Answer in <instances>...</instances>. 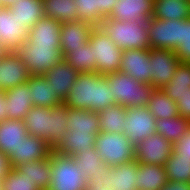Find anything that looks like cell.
Masks as SVG:
<instances>
[{"mask_svg":"<svg viewBox=\"0 0 190 190\" xmlns=\"http://www.w3.org/2000/svg\"><path fill=\"white\" fill-rule=\"evenodd\" d=\"M68 108L87 109L96 113L115 105L106 75L93 72L79 73L64 101Z\"/></svg>","mask_w":190,"mask_h":190,"instance_id":"obj_1","label":"cell"},{"mask_svg":"<svg viewBox=\"0 0 190 190\" xmlns=\"http://www.w3.org/2000/svg\"><path fill=\"white\" fill-rule=\"evenodd\" d=\"M67 114L64 103L51 108L33 106L24 120L28 134L45 139L54 149L68 131Z\"/></svg>","mask_w":190,"mask_h":190,"instance_id":"obj_2","label":"cell"},{"mask_svg":"<svg viewBox=\"0 0 190 190\" xmlns=\"http://www.w3.org/2000/svg\"><path fill=\"white\" fill-rule=\"evenodd\" d=\"M148 21H116L103 19L96 27L109 36L122 50L150 49L151 45L147 35Z\"/></svg>","mask_w":190,"mask_h":190,"instance_id":"obj_3","label":"cell"},{"mask_svg":"<svg viewBox=\"0 0 190 190\" xmlns=\"http://www.w3.org/2000/svg\"><path fill=\"white\" fill-rule=\"evenodd\" d=\"M108 89H111L116 104L125 108H139L147 106L154 88L148 83L124 74L120 71L106 74Z\"/></svg>","mask_w":190,"mask_h":190,"instance_id":"obj_4","label":"cell"},{"mask_svg":"<svg viewBox=\"0 0 190 190\" xmlns=\"http://www.w3.org/2000/svg\"><path fill=\"white\" fill-rule=\"evenodd\" d=\"M98 156L108 166L135 160L134 145L125 134L100 131L94 145Z\"/></svg>","mask_w":190,"mask_h":190,"instance_id":"obj_5","label":"cell"},{"mask_svg":"<svg viewBox=\"0 0 190 190\" xmlns=\"http://www.w3.org/2000/svg\"><path fill=\"white\" fill-rule=\"evenodd\" d=\"M87 180L73 157L51 152V182L47 190H86Z\"/></svg>","mask_w":190,"mask_h":190,"instance_id":"obj_6","label":"cell"},{"mask_svg":"<svg viewBox=\"0 0 190 190\" xmlns=\"http://www.w3.org/2000/svg\"><path fill=\"white\" fill-rule=\"evenodd\" d=\"M15 52L32 76L44 75L64 58L61 46H44L25 42Z\"/></svg>","mask_w":190,"mask_h":190,"instance_id":"obj_7","label":"cell"},{"mask_svg":"<svg viewBox=\"0 0 190 190\" xmlns=\"http://www.w3.org/2000/svg\"><path fill=\"white\" fill-rule=\"evenodd\" d=\"M89 45L96 62V73L106 75L121 69L123 51L96 26L90 34Z\"/></svg>","mask_w":190,"mask_h":190,"instance_id":"obj_8","label":"cell"},{"mask_svg":"<svg viewBox=\"0 0 190 190\" xmlns=\"http://www.w3.org/2000/svg\"><path fill=\"white\" fill-rule=\"evenodd\" d=\"M147 35L151 48L175 51L181 44V20H158L147 23Z\"/></svg>","mask_w":190,"mask_h":190,"instance_id":"obj_9","label":"cell"},{"mask_svg":"<svg viewBox=\"0 0 190 190\" xmlns=\"http://www.w3.org/2000/svg\"><path fill=\"white\" fill-rule=\"evenodd\" d=\"M149 60L151 62L150 85L154 89H163L174 76L181 61L174 51L158 48L149 49Z\"/></svg>","mask_w":190,"mask_h":190,"instance_id":"obj_10","label":"cell"},{"mask_svg":"<svg viewBox=\"0 0 190 190\" xmlns=\"http://www.w3.org/2000/svg\"><path fill=\"white\" fill-rule=\"evenodd\" d=\"M135 160L147 165L164 166L173 152V144L163 136L154 133L134 146Z\"/></svg>","mask_w":190,"mask_h":190,"instance_id":"obj_11","label":"cell"},{"mask_svg":"<svg viewBox=\"0 0 190 190\" xmlns=\"http://www.w3.org/2000/svg\"><path fill=\"white\" fill-rule=\"evenodd\" d=\"M122 128L131 144L135 146L156 133V118L151 115L147 106L126 108V120Z\"/></svg>","mask_w":190,"mask_h":190,"instance_id":"obj_12","label":"cell"},{"mask_svg":"<svg viewBox=\"0 0 190 190\" xmlns=\"http://www.w3.org/2000/svg\"><path fill=\"white\" fill-rule=\"evenodd\" d=\"M32 75L15 51L0 57V90L6 91L26 83Z\"/></svg>","mask_w":190,"mask_h":190,"instance_id":"obj_13","label":"cell"},{"mask_svg":"<svg viewBox=\"0 0 190 190\" xmlns=\"http://www.w3.org/2000/svg\"><path fill=\"white\" fill-rule=\"evenodd\" d=\"M29 30L13 15L9 8H0V42L8 51H15L28 38Z\"/></svg>","mask_w":190,"mask_h":190,"instance_id":"obj_14","label":"cell"},{"mask_svg":"<svg viewBox=\"0 0 190 190\" xmlns=\"http://www.w3.org/2000/svg\"><path fill=\"white\" fill-rule=\"evenodd\" d=\"M29 135L23 120L5 119L0 122V151L11 163L18 155V148Z\"/></svg>","mask_w":190,"mask_h":190,"instance_id":"obj_15","label":"cell"},{"mask_svg":"<svg viewBox=\"0 0 190 190\" xmlns=\"http://www.w3.org/2000/svg\"><path fill=\"white\" fill-rule=\"evenodd\" d=\"M120 72L139 82L150 84L151 62L149 60V49L124 50Z\"/></svg>","mask_w":190,"mask_h":190,"instance_id":"obj_16","label":"cell"},{"mask_svg":"<svg viewBox=\"0 0 190 190\" xmlns=\"http://www.w3.org/2000/svg\"><path fill=\"white\" fill-rule=\"evenodd\" d=\"M154 14V0H119L109 19L116 21H148Z\"/></svg>","mask_w":190,"mask_h":190,"instance_id":"obj_17","label":"cell"},{"mask_svg":"<svg viewBox=\"0 0 190 190\" xmlns=\"http://www.w3.org/2000/svg\"><path fill=\"white\" fill-rule=\"evenodd\" d=\"M78 75L79 72L64 59L57 62L47 73L44 74L49 87L53 89L63 102L66 100Z\"/></svg>","mask_w":190,"mask_h":190,"instance_id":"obj_18","label":"cell"},{"mask_svg":"<svg viewBox=\"0 0 190 190\" xmlns=\"http://www.w3.org/2000/svg\"><path fill=\"white\" fill-rule=\"evenodd\" d=\"M94 28L93 24L80 19L62 23L60 31L61 51L73 52V49L83 47L89 41Z\"/></svg>","mask_w":190,"mask_h":190,"instance_id":"obj_19","label":"cell"},{"mask_svg":"<svg viewBox=\"0 0 190 190\" xmlns=\"http://www.w3.org/2000/svg\"><path fill=\"white\" fill-rule=\"evenodd\" d=\"M61 27L62 23L44 16L29 30L26 43L44 46H61Z\"/></svg>","mask_w":190,"mask_h":190,"instance_id":"obj_20","label":"cell"},{"mask_svg":"<svg viewBox=\"0 0 190 190\" xmlns=\"http://www.w3.org/2000/svg\"><path fill=\"white\" fill-rule=\"evenodd\" d=\"M30 94L26 83L5 91L7 118L25 120L27 113L33 107Z\"/></svg>","mask_w":190,"mask_h":190,"instance_id":"obj_21","label":"cell"},{"mask_svg":"<svg viewBox=\"0 0 190 190\" xmlns=\"http://www.w3.org/2000/svg\"><path fill=\"white\" fill-rule=\"evenodd\" d=\"M52 151L53 148L45 139L27 135L18 148L17 157L10 163V166L14 168L16 165L28 161H38L49 158Z\"/></svg>","mask_w":190,"mask_h":190,"instance_id":"obj_22","label":"cell"},{"mask_svg":"<svg viewBox=\"0 0 190 190\" xmlns=\"http://www.w3.org/2000/svg\"><path fill=\"white\" fill-rule=\"evenodd\" d=\"M96 136L88 132H75L68 130L65 137L53 149L60 155L75 156L84 153L88 149L94 148Z\"/></svg>","mask_w":190,"mask_h":190,"instance_id":"obj_23","label":"cell"},{"mask_svg":"<svg viewBox=\"0 0 190 190\" xmlns=\"http://www.w3.org/2000/svg\"><path fill=\"white\" fill-rule=\"evenodd\" d=\"M28 85L32 105L51 108L58 104L64 103L49 87L48 81L44 75H35L31 76L30 79L26 82Z\"/></svg>","mask_w":190,"mask_h":190,"instance_id":"obj_24","label":"cell"},{"mask_svg":"<svg viewBox=\"0 0 190 190\" xmlns=\"http://www.w3.org/2000/svg\"><path fill=\"white\" fill-rule=\"evenodd\" d=\"M68 130L88 132L97 136L101 131L98 113L87 109L68 108Z\"/></svg>","mask_w":190,"mask_h":190,"instance_id":"obj_25","label":"cell"},{"mask_svg":"<svg viewBox=\"0 0 190 190\" xmlns=\"http://www.w3.org/2000/svg\"><path fill=\"white\" fill-rule=\"evenodd\" d=\"M14 169L30 178L41 190L49 188L51 182V156L43 160L28 161L16 165Z\"/></svg>","mask_w":190,"mask_h":190,"instance_id":"obj_26","label":"cell"},{"mask_svg":"<svg viewBox=\"0 0 190 190\" xmlns=\"http://www.w3.org/2000/svg\"><path fill=\"white\" fill-rule=\"evenodd\" d=\"M136 190H161L168 182L164 166L138 163Z\"/></svg>","mask_w":190,"mask_h":190,"instance_id":"obj_27","label":"cell"},{"mask_svg":"<svg viewBox=\"0 0 190 190\" xmlns=\"http://www.w3.org/2000/svg\"><path fill=\"white\" fill-rule=\"evenodd\" d=\"M138 162L132 160L124 164L111 166L110 186L112 190H136Z\"/></svg>","mask_w":190,"mask_h":190,"instance_id":"obj_28","label":"cell"},{"mask_svg":"<svg viewBox=\"0 0 190 190\" xmlns=\"http://www.w3.org/2000/svg\"><path fill=\"white\" fill-rule=\"evenodd\" d=\"M153 18L186 20L190 18V0H154Z\"/></svg>","mask_w":190,"mask_h":190,"instance_id":"obj_29","label":"cell"},{"mask_svg":"<svg viewBox=\"0 0 190 190\" xmlns=\"http://www.w3.org/2000/svg\"><path fill=\"white\" fill-rule=\"evenodd\" d=\"M9 10L28 30L45 16L42 0H17V4L11 6Z\"/></svg>","mask_w":190,"mask_h":190,"instance_id":"obj_30","label":"cell"},{"mask_svg":"<svg viewBox=\"0 0 190 190\" xmlns=\"http://www.w3.org/2000/svg\"><path fill=\"white\" fill-rule=\"evenodd\" d=\"M147 108L156 120L169 119L179 115L177 103L171 100L162 89L153 90Z\"/></svg>","mask_w":190,"mask_h":190,"instance_id":"obj_31","label":"cell"},{"mask_svg":"<svg viewBox=\"0 0 190 190\" xmlns=\"http://www.w3.org/2000/svg\"><path fill=\"white\" fill-rule=\"evenodd\" d=\"M45 17L60 23L77 21L78 11L75 0H42Z\"/></svg>","mask_w":190,"mask_h":190,"instance_id":"obj_32","label":"cell"},{"mask_svg":"<svg viewBox=\"0 0 190 190\" xmlns=\"http://www.w3.org/2000/svg\"><path fill=\"white\" fill-rule=\"evenodd\" d=\"M174 102L190 91V63L181 62L170 82L162 89Z\"/></svg>","mask_w":190,"mask_h":190,"instance_id":"obj_33","label":"cell"},{"mask_svg":"<svg viewBox=\"0 0 190 190\" xmlns=\"http://www.w3.org/2000/svg\"><path fill=\"white\" fill-rule=\"evenodd\" d=\"M62 54L63 59L79 73H96V62L89 42L85 43L83 47L73 49V52H62Z\"/></svg>","mask_w":190,"mask_h":190,"instance_id":"obj_34","label":"cell"},{"mask_svg":"<svg viewBox=\"0 0 190 190\" xmlns=\"http://www.w3.org/2000/svg\"><path fill=\"white\" fill-rule=\"evenodd\" d=\"M190 129V121L181 116L156 120V133L172 144L176 143Z\"/></svg>","mask_w":190,"mask_h":190,"instance_id":"obj_35","label":"cell"},{"mask_svg":"<svg viewBox=\"0 0 190 190\" xmlns=\"http://www.w3.org/2000/svg\"><path fill=\"white\" fill-rule=\"evenodd\" d=\"M101 131L124 134L122 128L126 120V108L115 104L98 112Z\"/></svg>","mask_w":190,"mask_h":190,"instance_id":"obj_36","label":"cell"},{"mask_svg":"<svg viewBox=\"0 0 190 190\" xmlns=\"http://www.w3.org/2000/svg\"><path fill=\"white\" fill-rule=\"evenodd\" d=\"M168 181L190 183V160L172 152L164 165Z\"/></svg>","mask_w":190,"mask_h":190,"instance_id":"obj_37","label":"cell"},{"mask_svg":"<svg viewBox=\"0 0 190 190\" xmlns=\"http://www.w3.org/2000/svg\"><path fill=\"white\" fill-rule=\"evenodd\" d=\"M73 159L86 180H89L93 175H95L98 170V166L103 163L98 156L95 147L88 149L84 153H79L73 156Z\"/></svg>","mask_w":190,"mask_h":190,"instance_id":"obj_38","label":"cell"},{"mask_svg":"<svg viewBox=\"0 0 190 190\" xmlns=\"http://www.w3.org/2000/svg\"><path fill=\"white\" fill-rule=\"evenodd\" d=\"M1 190H41L35 182L26 175H22L14 168L7 173L0 183Z\"/></svg>","mask_w":190,"mask_h":190,"instance_id":"obj_39","label":"cell"},{"mask_svg":"<svg viewBox=\"0 0 190 190\" xmlns=\"http://www.w3.org/2000/svg\"><path fill=\"white\" fill-rule=\"evenodd\" d=\"M78 19L97 26L103 19L99 16V0H75Z\"/></svg>","mask_w":190,"mask_h":190,"instance_id":"obj_40","label":"cell"},{"mask_svg":"<svg viewBox=\"0 0 190 190\" xmlns=\"http://www.w3.org/2000/svg\"><path fill=\"white\" fill-rule=\"evenodd\" d=\"M183 63H190V18L181 20V44L174 51Z\"/></svg>","mask_w":190,"mask_h":190,"instance_id":"obj_41","label":"cell"},{"mask_svg":"<svg viewBox=\"0 0 190 190\" xmlns=\"http://www.w3.org/2000/svg\"><path fill=\"white\" fill-rule=\"evenodd\" d=\"M110 168L111 166L102 163L96 174L87 180V185H110Z\"/></svg>","mask_w":190,"mask_h":190,"instance_id":"obj_42","label":"cell"},{"mask_svg":"<svg viewBox=\"0 0 190 190\" xmlns=\"http://www.w3.org/2000/svg\"><path fill=\"white\" fill-rule=\"evenodd\" d=\"M173 152L190 160V129L173 144Z\"/></svg>","mask_w":190,"mask_h":190,"instance_id":"obj_43","label":"cell"},{"mask_svg":"<svg viewBox=\"0 0 190 190\" xmlns=\"http://www.w3.org/2000/svg\"><path fill=\"white\" fill-rule=\"evenodd\" d=\"M179 116L190 121V91L181 96L180 101L177 102Z\"/></svg>","mask_w":190,"mask_h":190,"instance_id":"obj_44","label":"cell"},{"mask_svg":"<svg viewBox=\"0 0 190 190\" xmlns=\"http://www.w3.org/2000/svg\"><path fill=\"white\" fill-rule=\"evenodd\" d=\"M118 1L119 0H99V16L102 19L108 18Z\"/></svg>","mask_w":190,"mask_h":190,"instance_id":"obj_45","label":"cell"},{"mask_svg":"<svg viewBox=\"0 0 190 190\" xmlns=\"http://www.w3.org/2000/svg\"><path fill=\"white\" fill-rule=\"evenodd\" d=\"M11 168L8 156L0 151V183L6 177Z\"/></svg>","mask_w":190,"mask_h":190,"instance_id":"obj_46","label":"cell"},{"mask_svg":"<svg viewBox=\"0 0 190 190\" xmlns=\"http://www.w3.org/2000/svg\"><path fill=\"white\" fill-rule=\"evenodd\" d=\"M161 190H190V183L168 181Z\"/></svg>","mask_w":190,"mask_h":190,"instance_id":"obj_47","label":"cell"},{"mask_svg":"<svg viewBox=\"0 0 190 190\" xmlns=\"http://www.w3.org/2000/svg\"><path fill=\"white\" fill-rule=\"evenodd\" d=\"M7 119L5 91L0 90V122Z\"/></svg>","mask_w":190,"mask_h":190,"instance_id":"obj_48","label":"cell"},{"mask_svg":"<svg viewBox=\"0 0 190 190\" xmlns=\"http://www.w3.org/2000/svg\"><path fill=\"white\" fill-rule=\"evenodd\" d=\"M110 185H87L86 190H112Z\"/></svg>","mask_w":190,"mask_h":190,"instance_id":"obj_49","label":"cell"},{"mask_svg":"<svg viewBox=\"0 0 190 190\" xmlns=\"http://www.w3.org/2000/svg\"><path fill=\"white\" fill-rule=\"evenodd\" d=\"M15 4H17V0H2V7L4 8H10Z\"/></svg>","mask_w":190,"mask_h":190,"instance_id":"obj_50","label":"cell"},{"mask_svg":"<svg viewBox=\"0 0 190 190\" xmlns=\"http://www.w3.org/2000/svg\"><path fill=\"white\" fill-rule=\"evenodd\" d=\"M8 52L7 48L0 42V57Z\"/></svg>","mask_w":190,"mask_h":190,"instance_id":"obj_51","label":"cell"},{"mask_svg":"<svg viewBox=\"0 0 190 190\" xmlns=\"http://www.w3.org/2000/svg\"><path fill=\"white\" fill-rule=\"evenodd\" d=\"M0 8H2V0H0Z\"/></svg>","mask_w":190,"mask_h":190,"instance_id":"obj_52","label":"cell"}]
</instances>
